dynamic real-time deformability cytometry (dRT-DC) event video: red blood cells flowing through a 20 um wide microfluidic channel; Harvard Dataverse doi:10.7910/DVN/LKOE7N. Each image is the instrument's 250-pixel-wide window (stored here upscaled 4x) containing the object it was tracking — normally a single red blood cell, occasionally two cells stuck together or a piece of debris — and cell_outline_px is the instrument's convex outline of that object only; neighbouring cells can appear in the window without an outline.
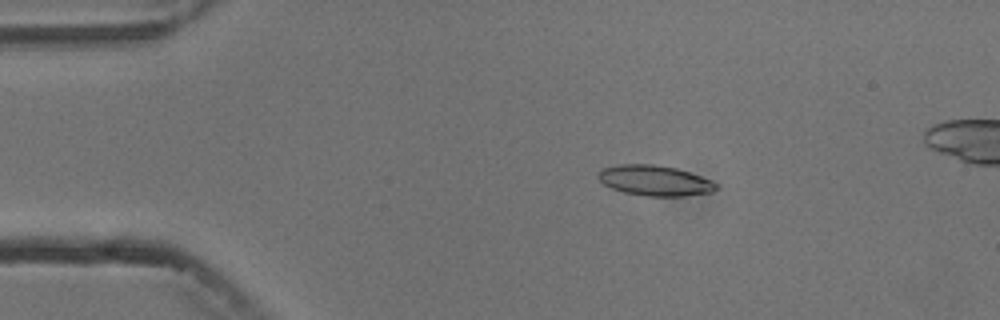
{"species": "common noctule bat (a hibernating species)", "species_latin": "Nyctalus noctula", "temperature_condition": "cold", "stored_images_in_passage": 5, "camera_frame_rate_fps": 3000, "um_per_image_px": 0.085, "animal": {"sex": "male", "body_mass_g": 13.3}, "frame": {"image": 1, "passage_image": 3, "time_ms": 2.333, "image_size_px": [1000, 320], "cell_outline_px": [[716, 188], [712, 192], [684, 196], [644, 196], [624, 192], [612, 188], [604, 184], [596, 176], [596, 172], [600, 168], [616, 164], [656, 164], [676, 168], [712, 180], [716, 184]], "centroid_in_image_um": [55.59, 15.33], "position_along_channel_um": 29.4, "area_um2": 21.04}}